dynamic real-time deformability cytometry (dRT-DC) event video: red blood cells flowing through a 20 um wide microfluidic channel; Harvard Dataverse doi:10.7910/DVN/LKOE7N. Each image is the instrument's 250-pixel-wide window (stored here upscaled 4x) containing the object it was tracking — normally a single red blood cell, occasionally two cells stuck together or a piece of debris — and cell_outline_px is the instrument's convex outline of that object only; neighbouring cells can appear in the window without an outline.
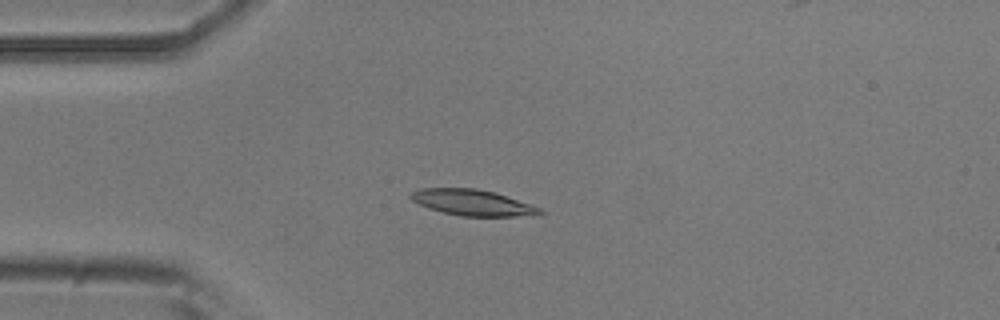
{"species": "common noctule bat (a hibernating species)", "species_latin": "Nyctalus noctula", "temperature_condition": "room temperature", "stored_images_in_passage": 46, "camera_frame_rate_fps": 3000, "um_per_image_px": 0.085, "animal": {"sex": "male", "body_mass_g": 20.5, "forearm_length_mm": 52.5}, "frame": {"image": 1, "passage_image": 7, "time_ms": 2.0, "image_size_px": [1000, 320], "cell_outline_px": [[544, 212], [536, 216], [460, 216], [428, 208], [412, 200], [408, 196], [412, 192], [420, 188], [476, 188], [496, 192], [540, 208]], "centroid_in_image_um": [40.17, 17.22], "position_along_channel_um": 44.8, "area_um2": 19.54}}
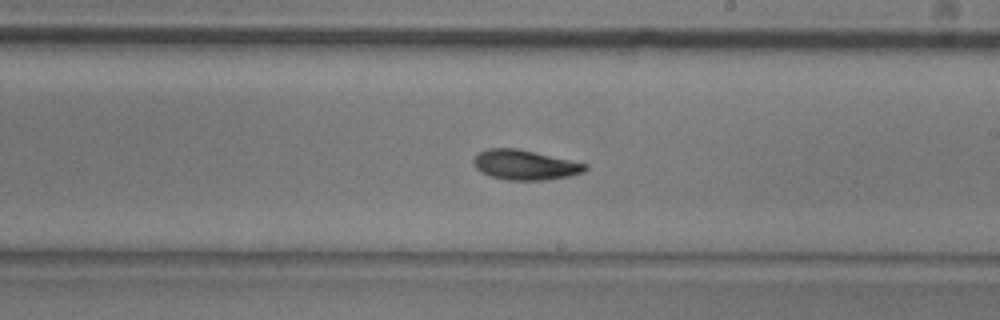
{"frame": {"image": 2, "passage_image": 24, "time_ms": 7.667, "image_size_px": [1000, 320], "cell_outline_px": [[588, 168], [584, 172], [568, 176], [544, 180], [508, 180], [492, 176], [480, 172], [476, 168], [472, 160], [480, 152], [488, 148], [516, 148], [588, 164]], "centroid_in_image_um": [44.62, 14.02], "position_along_channel_um": 244.4, "area_um2": 19.25}}
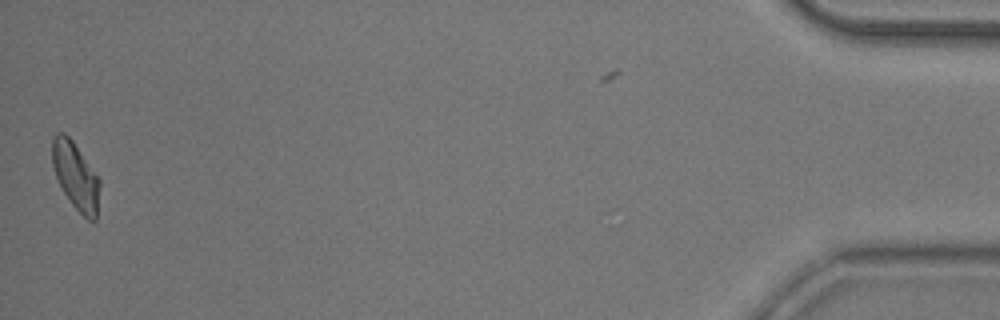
{"frame": {"image": 3, "passage_image": 46, "time_ms": 15.0, "image_size_px": [1000, 320], "cell_outline_px": [[100, 184], [96, 220], [88, 220], [72, 204], [64, 192], [56, 176], [52, 164], [52, 136], [56, 132], [64, 132], [72, 140], [100, 180]], "centroid_in_image_um": [6.42, 14.93], "position_along_channel_um": 428.8, "area_um2": 18.32}, "authors_computed_cell_mechanics": {"area_um2": 18.8428, "velocity_mm_per_s": 3.8173, "shape_relaxation_time_tau1_ms": 3.7493, "shape_relaxation_time_tau2_ms": 4.1976, "deformation_change_tau1": 0.1334, "deformation_change_tau2": 0.0841}}